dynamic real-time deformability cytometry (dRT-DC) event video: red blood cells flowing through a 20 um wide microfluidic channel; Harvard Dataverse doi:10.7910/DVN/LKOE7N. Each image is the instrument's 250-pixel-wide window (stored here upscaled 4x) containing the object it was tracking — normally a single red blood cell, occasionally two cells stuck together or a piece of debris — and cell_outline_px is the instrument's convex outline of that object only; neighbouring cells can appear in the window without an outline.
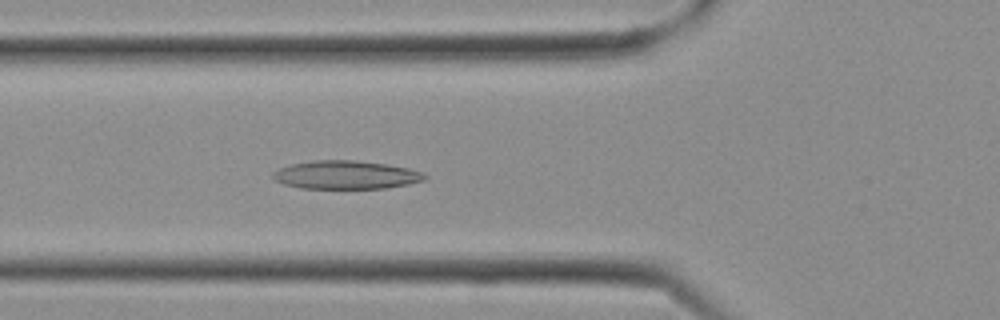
{"species": "Egyptian fruit bat (a non-hibernating species)", "species_latin": "Rousettus aegyptiacus", "temperature_condition": "cold", "stored_images_in_passage": 6, "camera_frame_rate_fps": 3000, "um_per_image_px": 0.085, "frame": {"image": 1, "passage_image": 6, "time_ms": 1.667, "image_size_px": [1000, 320], "cell_outline_px": [[428, 176], [424, 180], [408, 184], [388, 188], [300, 188], [284, 184], [276, 180], [272, 176], [272, 172], [280, 168], [292, 164], [312, 160], [352, 160], [388, 164], [408, 168], [420, 172]], "centroid_in_image_um": [29.4, 14.86], "position_along_channel_um": 96.4, "area_um2": 24.97}}